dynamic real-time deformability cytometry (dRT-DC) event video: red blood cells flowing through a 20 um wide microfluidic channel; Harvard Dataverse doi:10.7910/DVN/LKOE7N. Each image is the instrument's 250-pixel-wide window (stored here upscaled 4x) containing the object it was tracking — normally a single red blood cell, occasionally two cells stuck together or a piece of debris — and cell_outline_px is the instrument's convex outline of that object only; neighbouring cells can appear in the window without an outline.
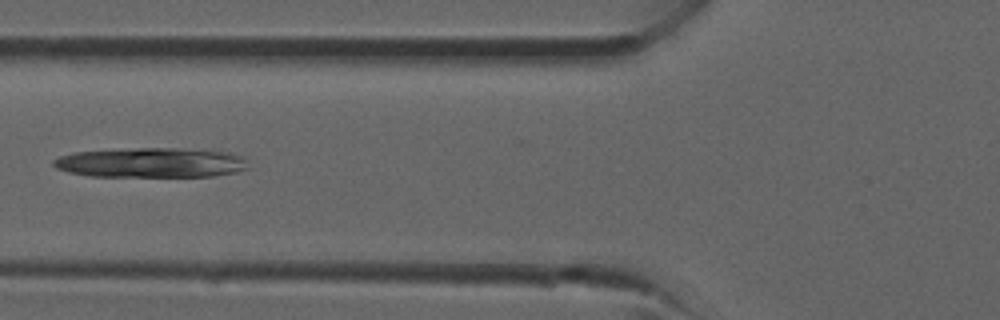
{"species": "common noctule bat (a hibernating species)", "species_latin": "Nyctalus noctula", "temperature_condition": "room temperature", "stored_images_in_passage": 13, "camera_frame_rate_fps": 3000, "um_per_image_px": 0.085, "animal": {"sex": "male", "forearm_length_mm": 52.5}, "frame": {"image": 1, "passage_image": 7, "time_ms": 2.0, "image_size_px": [1000, 320], "cell_outline_px": [[252, 168], [236, 172], [212, 176], [88, 176], [68, 172], [56, 168], [52, 164], [52, 160], [60, 156], [72, 152], [136, 148], [180, 148], [232, 152], [244, 156]], "centroid_in_image_um": [12.9, 13.82], "position_along_channel_um": 112.9, "area_um2": 34.22}}
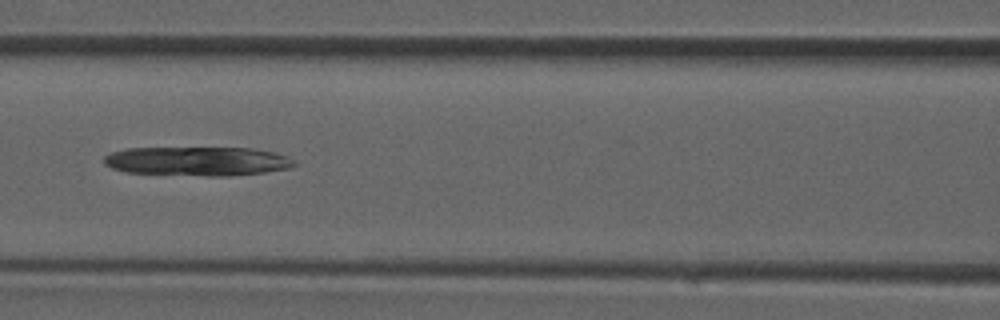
{"frame": {"image": 2, "passage_image": 9, "time_ms": 2.667, "image_size_px": [1000, 320], "cell_outline_px": [[296, 164], [288, 168], [264, 172], [228, 176], [208, 176], [128, 172], [112, 168], [104, 164], [104, 156], [112, 152], [124, 148], [252, 148], [272, 152], [288, 156], [296, 160]], "centroid_in_image_um": [16.79, 13.7], "position_along_channel_um": 149.8, "area_um2": 32.19}}
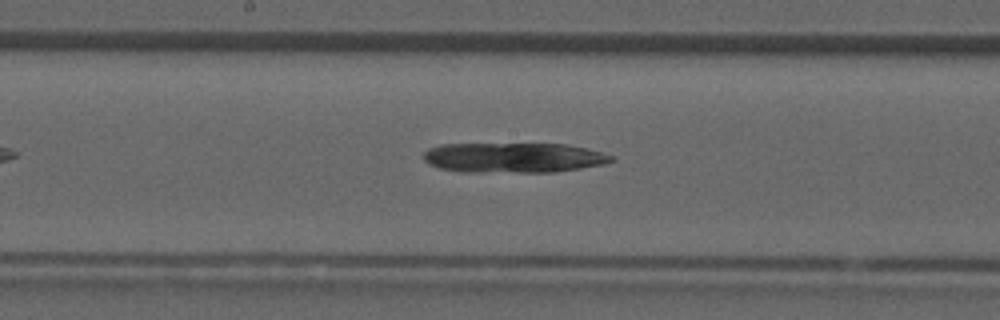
{"frame": {"image": 3, "passage_image": 12, "time_ms": 3.667, "image_size_px": [1000, 320], "cell_outline_px": [[612, 160], [604, 164], [580, 168], [552, 172], [460, 172], [440, 168], [428, 164], [424, 160], [424, 152], [428, 148], [440, 144], [568, 144], [588, 148], [612, 156]], "centroid_in_image_um": [43.6, 13.4], "position_along_channel_um": 204.6, "area_um2": 32.89}}